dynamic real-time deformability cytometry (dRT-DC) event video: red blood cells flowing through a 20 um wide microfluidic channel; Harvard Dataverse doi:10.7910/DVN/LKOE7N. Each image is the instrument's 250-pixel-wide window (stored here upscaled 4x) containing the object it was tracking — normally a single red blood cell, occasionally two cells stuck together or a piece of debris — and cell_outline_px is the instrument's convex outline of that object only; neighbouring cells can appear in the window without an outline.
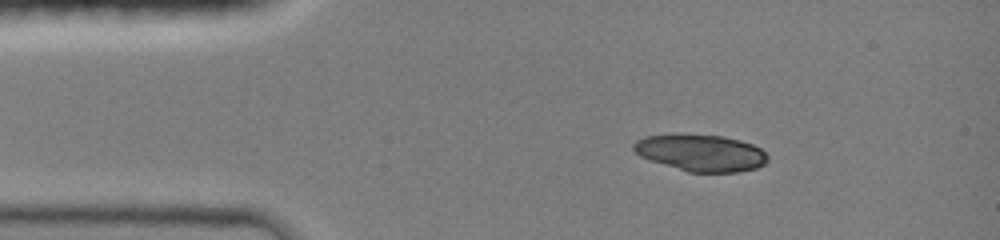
{"species": "common noctule bat (a hibernating species)", "species_latin": "Nyctalus noctula", "temperature_condition": "room temperature", "stored_images_in_passage": 39, "camera_frame_rate_fps": 3000, "um_per_image_px": 0.085, "animal": {"sex": "female", "body_mass_g": 19.0, "forearm_length_mm": 51.5}, "frame": {"image": 1, "passage_image": 1, "time_ms": 0.0, "image_size_px": [1000, 240], "cell_outline_px": [[768, 160], [764, 164], [756, 168], [736, 172], [688, 172], [640, 156], [632, 148], [632, 144], [636, 140], [648, 136], [720, 136], [740, 140], [752, 144], [760, 148], [768, 156]], "centroid_in_image_um": [59.62, 13.02], "position_along_channel_um": 25.4, "area_um2": 27.86}}